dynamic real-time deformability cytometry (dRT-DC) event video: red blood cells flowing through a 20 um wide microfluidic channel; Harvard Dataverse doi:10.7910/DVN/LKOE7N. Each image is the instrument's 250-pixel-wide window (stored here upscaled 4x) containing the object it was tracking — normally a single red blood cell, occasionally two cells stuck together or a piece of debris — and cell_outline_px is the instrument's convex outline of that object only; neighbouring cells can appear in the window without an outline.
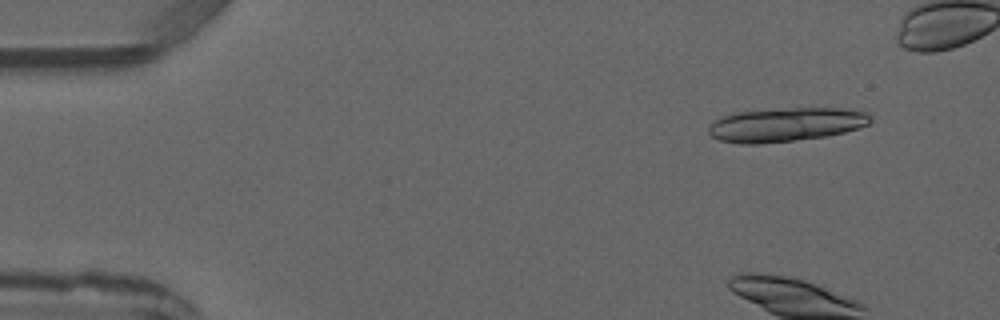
{"species": "common noctule bat (a hibernating species)", "species_latin": "Nyctalus noctula", "temperature_condition": "warm", "stored_images_in_passage": 5, "camera_frame_rate_fps": 3000, "um_per_image_px": 0.085, "animal": {"sex": "male", "forearm_length_mm": 52.5}, "frame": {"image": 1, "passage_image": 1, "time_ms": 0.0, "image_size_px": [1000, 320], "cell_outline_px": [[872, 120], [868, 124], [844, 132], [824, 136], [760, 144], [740, 144], [720, 140], [712, 136], [708, 132], [708, 128], [716, 120], [724, 116], [736, 112], [792, 108], [844, 108], [864, 112], [872, 116]], "centroid_in_image_um": [66.8, 10.59], "position_along_channel_um": 18.2, "area_um2": 31.56}}